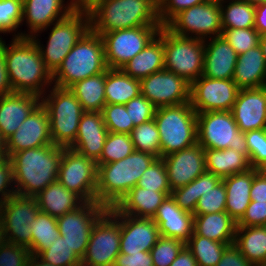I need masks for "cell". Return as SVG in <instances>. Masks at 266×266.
<instances>
[{
	"mask_svg": "<svg viewBox=\"0 0 266 266\" xmlns=\"http://www.w3.org/2000/svg\"><path fill=\"white\" fill-rule=\"evenodd\" d=\"M26 266H55L41 260L37 255H30Z\"/></svg>",
	"mask_w": 266,
	"mask_h": 266,
	"instance_id": "64",
	"label": "cell"
},
{
	"mask_svg": "<svg viewBox=\"0 0 266 266\" xmlns=\"http://www.w3.org/2000/svg\"><path fill=\"white\" fill-rule=\"evenodd\" d=\"M156 159L150 153L135 150L122 160L99 165L96 202L108 209L115 207Z\"/></svg>",
	"mask_w": 266,
	"mask_h": 266,
	"instance_id": "4",
	"label": "cell"
},
{
	"mask_svg": "<svg viewBox=\"0 0 266 266\" xmlns=\"http://www.w3.org/2000/svg\"><path fill=\"white\" fill-rule=\"evenodd\" d=\"M108 129L101 112L85 111L81 117L78 133L70 149L97 162L102 154Z\"/></svg>",
	"mask_w": 266,
	"mask_h": 266,
	"instance_id": "24",
	"label": "cell"
},
{
	"mask_svg": "<svg viewBox=\"0 0 266 266\" xmlns=\"http://www.w3.org/2000/svg\"><path fill=\"white\" fill-rule=\"evenodd\" d=\"M88 14L90 29L100 36L126 28L162 26L158 0H105Z\"/></svg>",
	"mask_w": 266,
	"mask_h": 266,
	"instance_id": "3",
	"label": "cell"
},
{
	"mask_svg": "<svg viewBox=\"0 0 266 266\" xmlns=\"http://www.w3.org/2000/svg\"><path fill=\"white\" fill-rule=\"evenodd\" d=\"M130 136L135 150L161 158L160 135L154 119L135 126Z\"/></svg>",
	"mask_w": 266,
	"mask_h": 266,
	"instance_id": "43",
	"label": "cell"
},
{
	"mask_svg": "<svg viewBox=\"0 0 266 266\" xmlns=\"http://www.w3.org/2000/svg\"><path fill=\"white\" fill-rule=\"evenodd\" d=\"M229 1V0H228ZM220 0L223 29L254 28L255 6L242 0Z\"/></svg>",
	"mask_w": 266,
	"mask_h": 266,
	"instance_id": "39",
	"label": "cell"
},
{
	"mask_svg": "<svg viewBox=\"0 0 266 266\" xmlns=\"http://www.w3.org/2000/svg\"><path fill=\"white\" fill-rule=\"evenodd\" d=\"M161 145V158L198 142L197 113L190 102L158 107L155 112Z\"/></svg>",
	"mask_w": 266,
	"mask_h": 266,
	"instance_id": "6",
	"label": "cell"
},
{
	"mask_svg": "<svg viewBox=\"0 0 266 266\" xmlns=\"http://www.w3.org/2000/svg\"><path fill=\"white\" fill-rule=\"evenodd\" d=\"M114 266H154L150 252L119 253Z\"/></svg>",
	"mask_w": 266,
	"mask_h": 266,
	"instance_id": "57",
	"label": "cell"
},
{
	"mask_svg": "<svg viewBox=\"0 0 266 266\" xmlns=\"http://www.w3.org/2000/svg\"><path fill=\"white\" fill-rule=\"evenodd\" d=\"M234 245L253 265L266 262V226L236 227Z\"/></svg>",
	"mask_w": 266,
	"mask_h": 266,
	"instance_id": "35",
	"label": "cell"
},
{
	"mask_svg": "<svg viewBox=\"0 0 266 266\" xmlns=\"http://www.w3.org/2000/svg\"><path fill=\"white\" fill-rule=\"evenodd\" d=\"M105 0H71V6L73 11L89 13L96 6Z\"/></svg>",
	"mask_w": 266,
	"mask_h": 266,
	"instance_id": "63",
	"label": "cell"
},
{
	"mask_svg": "<svg viewBox=\"0 0 266 266\" xmlns=\"http://www.w3.org/2000/svg\"><path fill=\"white\" fill-rule=\"evenodd\" d=\"M97 172L95 161L70 148H64L58 181L84 202L96 201Z\"/></svg>",
	"mask_w": 266,
	"mask_h": 266,
	"instance_id": "15",
	"label": "cell"
},
{
	"mask_svg": "<svg viewBox=\"0 0 266 266\" xmlns=\"http://www.w3.org/2000/svg\"><path fill=\"white\" fill-rule=\"evenodd\" d=\"M170 266H197L192 252L185 245Z\"/></svg>",
	"mask_w": 266,
	"mask_h": 266,
	"instance_id": "62",
	"label": "cell"
},
{
	"mask_svg": "<svg viewBox=\"0 0 266 266\" xmlns=\"http://www.w3.org/2000/svg\"><path fill=\"white\" fill-rule=\"evenodd\" d=\"M160 237L152 218H136L121 214L120 253L150 252Z\"/></svg>",
	"mask_w": 266,
	"mask_h": 266,
	"instance_id": "23",
	"label": "cell"
},
{
	"mask_svg": "<svg viewBox=\"0 0 266 266\" xmlns=\"http://www.w3.org/2000/svg\"><path fill=\"white\" fill-rule=\"evenodd\" d=\"M32 232V249L30 255H39L50 247L56 238L60 236L55 217L39 211L37 217L30 225Z\"/></svg>",
	"mask_w": 266,
	"mask_h": 266,
	"instance_id": "40",
	"label": "cell"
},
{
	"mask_svg": "<svg viewBox=\"0 0 266 266\" xmlns=\"http://www.w3.org/2000/svg\"><path fill=\"white\" fill-rule=\"evenodd\" d=\"M173 34L206 40L222 36L220 0H208L177 14L166 26ZM191 35V36H190ZM209 35V36H208Z\"/></svg>",
	"mask_w": 266,
	"mask_h": 266,
	"instance_id": "12",
	"label": "cell"
},
{
	"mask_svg": "<svg viewBox=\"0 0 266 266\" xmlns=\"http://www.w3.org/2000/svg\"><path fill=\"white\" fill-rule=\"evenodd\" d=\"M204 54V40L177 36L164 26L165 70L191 84L203 74Z\"/></svg>",
	"mask_w": 266,
	"mask_h": 266,
	"instance_id": "10",
	"label": "cell"
},
{
	"mask_svg": "<svg viewBox=\"0 0 266 266\" xmlns=\"http://www.w3.org/2000/svg\"><path fill=\"white\" fill-rule=\"evenodd\" d=\"M221 181V178L206 171L186 186L173 190L171 196L182 210L194 214L197 202L202 194L213 189Z\"/></svg>",
	"mask_w": 266,
	"mask_h": 266,
	"instance_id": "38",
	"label": "cell"
},
{
	"mask_svg": "<svg viewBox=\"0 0 266 266\" xmlns=\"http://www.w3.org/2000/svg\"><path fill=\"white\" fill-rule=\"evenodd\" d=\"M232 80L239 89L266 87V62L259 45L238 55Z\"/></svg>",
	"mask_w": 266,
	"mask_h": 266,
	"instance_id": "29",
	"label": "cell"
},
{
	"mask_svg": "<svg viewBox=\"0 0 266 266\" xmlns=\"http://www.w3.org/2000/svg\"><path fill=\"white\" fill-rule=\"evenodd\" d=\"M107 69L103 39L89 28L52 74V81L57 87L70 88Z\"/></svg>",
	"mask_w": 266,
	"mask_h": 266,
	"instance_id": "5",
	"label": "cell"
},
{
	"mask_svg": "<svg viewBox=\"0 0 266 266\" xmlns=\"http://www.w3.org/2000/svg\"><path fill=\"white\" fill-rule=\"evenodd\" d=\"M152 220L158 225L160 236L186 243L193 234L194 215L182 210L171 195L159 206Z\"/></svg>",
	"mask_w": 266,
	"mask_h": 266,
	"instance_id": "26",
	"label": "cell"
},
{
	"mask_svg": "<svg viewBox=\"0 0 266 266\" xmlns=\"http://www.w3.org/2000/svg\"><path fill=\"white\" fill-rule=\"evenodd\" d=\"M140 90L156 108L190 102V83L165 69L140 80Z\"/></svg>",
	"mask_w": 266,
	"mask_h": 266,
	"instance_id": "18",
	"label": "cell"
},
{
	"mask_svg": "<svg viewBox=\"0 0 266 266\" xmlns=\"http://www.w3.org/2000/svg\"><path fill=\"white\" fill-rule=\"evenodd\" d=\"M3 50L12 91L42 97L53 84L52 73L35 42L31 38H13L11 44L3 41Z\"/></svg>",
	"mask_w": 266,
	"mask_h": 266,
	"instance_id": "1",
	"label": "cell"
},
{
	"mask_svg": "<svg viewBox=\"0 0 266 266\" xmlns=\"http://www.w3.org/2000/svg\"><path fill=\"white\" fill-rule=\"evenodd\" d=\"M30 257L28 248L7 241L0 245V266H26Z\"/></svg>",
	"mask_w": 266,
	"mask_h": 266,
	"instance_id": "54",
	"label": "cell"
},
{
	"mask_svg": "<svg viewBox=\"0 0 266 266\" xmlns=\"http://www.w3.org/2000/svg\"><path fill=\"white\" fill-rule=\"evenodd\" d=\"M171 191L186 186L206 172L204 148L196 144L162 157Z\"/></svg>",
	"mask_w": 266,
	"mask_h": 266,
	"instance_id": "20",
	"label": "cell"
},
{
	"mask_svg": "<svg viewBox=\"0 0 266 266\" xmlns=\"http://www.w3.org/2000/svg\"><path fill=\"white\" fill-rule=\"evenodd\" d=\"M22 18L23 0H0V33H16Z\"/></svg>",
	"mask_w": 266,
	"mask_h": 266,
	"instance_id": "50",
	"label": "cell"
},
{
	"mask_svg": "<svg viewBox=\"0 0 266 266\" xmlns=\"http://www.w3.org/2000/svg\"><path fill=\"white\" fill-rule=\"evenodd\" d=\"M266 226V202L251 200L237 227Z\"/></svg>",
	"mask_w": 266,
	"mask_h": 266,
	"instance_id": "56",
	"label": "cell"
},
{
	"mask_svg": "<svg viewBox=\"0 0 266 266\" xmlns=\"http://www.w3.org/2000/svg\"><path fill=\"white\" fill-rule=\"evenodd\" d=\"M53 25L46 47L41 45L37 35L31 37L40 51L46 68L52 74L62 64L77 41L90 28L89 14L73 11Z\"/></svg>",
	"mask_w": 266,
	"mask_h": 266,
	"instance_id": "8",
	"label": "cell"
},
{
	"mask_svg": "<svg viewBox=\"0 0 266 266\" xmlns=\"http://www.w3.org/2000/svg\"><path fill=\"white\" fill-rule=\"evenodd\" d=\"M208 0H158V15L162 26H166L177 14Z\"/></svg>",
	"mask_w": 266,
	"mask_h": 266,
	"instance_id": "53",
	"label": "cell"
},
{
	"mask_svg": "<svg viewBox=\"0 0 266 266\" xmlns=\"http://www.w3.org/2000/svg\"><path fill=\"white\" fill-rule=\"evenodd\" d=\"M254 28L260 35L266 34V2L255 6Z\"/></svg>",
	"mask_w": 266,
	"mask_h": 266,
	"instance_id": "61",
	"label": "cell"
},
{
	"mask_svg": "<svg viewBox=\"0 0 266 266\" xmlns=\"http://www.w3.org/2000/svg\"><path fill=\"white\" fill-rule=\"evenodd\" d=\"M239 90L232 79L201 75L190 84V104L196 113L231 111Z\"/></svg>",
	"mask_w": 266,
	"mask_h": 266,
	"instance_id": "17",
	"label": "cell"
},
{
	"mask_svg": "<svg viewBox=\"0 0 266 266\" xmlns=\"http://www.w3.org/2000/svg\"><path fill=\"white\" fill-rule=\"evenodd\" d=\"M242 1H245V2H248L250 3L251 5H254V6H257L263 2H266V0H242Z\"/></svg>",
	"mask_w": 266,
	"mask_h": 266,
	"instance_id": "67",
	"label": "cell"
},
{
	"mask_svg": "<svg viewBox=\"0 0 266 266\" xmlns=\"http://www.w3.org/2000/svg\"><path fill=\"white\" fill-rule=\"evenodd\" d=\"M36 197L15 194L0 206L4 241L32 249L30 225L37 217Z\"/></svg>",
	"mask_w": 266,
	"mask_h": 266,
	"instance_id": "13",
	"label": "cell"
},
{
	"mask_svg": "<svg viewBox=\"0 0 266 266\" xmlns=\"http://www.w3.org/2000/svg\"><path fill=\"white\" fill-rule=\"evenodd\" d=\"M222 36L239 55L259 45L260 34L255 28L223 29Z\"/></svg>",
	"mask_w": 266,
	"mask_h": 266,
	"instance_id": "47",
	"label": "cell"
},
{
	"mask_svg": "<svg viewBox=\"0 0 266 266\" xmlns=\"http://www.w3.org/2000/svg\"><path fill=\"white\" fill-rule=\"evenodd\" d=\"M12 184V185H11ZM11 159L0 160V206L16 194ZM13 186V187H12ZM11 187V189H10Z\"/></svg>",
	"mask_w": 266,
	"mask_h": 266,
	"instance_id": "55",
	"label": "cell"
},
{
	"mask_svg": "<svg viewBox=\"0 0 266 266\" xmlns=\"http://www.w3.org/2000/svg\"><path fill=\"white\" fill-rule=\"evenodd\" d=\"M254 266H266V262L265 263H258V264H255Z\"/></svg>",
	"mask_w": 266,
	"mask_h": 266,
	"instance_id": "70",
	"label": "cell"
},
{
	"mask_svg": "<svg viewBox=\"0 0 266 266\" xmlns=\"http://www.w3.org/2000/svg\"><path fill=\"white\" fill-rule=\"evenodd\" d=\"M5 158H8L7 142L0 132V160Z\"/></svg>",
	"mask_w": 266,
	"mask_h": 266,
	"instance_id": "65",
	"label": "cell"
},
{
	"mask_svg": "<svg viewBox=\"0 0 266 266\" xmlns=\"http://www.w3.org/2000/svg\"><path fill=\"white\" fill-rule=\"evenodd\" d=\"M35 197L39 211L55 218L76 210L84 203L78 195L66 189L58 180L48 185Z\"/></svg>",
	"mask_w": 266,
	"mask_h": 266,
	"instance_id": "33",
	"label": "cell"
},
{
	"mask_svg": "<svg viewBox=\"0 0 266 266\" xmlns=\"http://www.w3.org/2000/svg\"><path fill=\"white\" fill-rule=\"evenodd\" d=\"M50 94L41 97L49 116L50 135L54 145L69 148L75 141L79 122L85 112L69 88L53 85ZM46 95H48L46 97Z\"/></svg>",
	"mask_w": 266,
	"mask_h": 266,
	"instance_id": "7",
	"label": "cell"
},
{
	"mask_svg": "<svg viewBox=\"0 0 266 266\" xmlns=\"http://www.w3.org/2000/svg\"><path fill=\"white\" fill-rule=\"evenodd\" d=\"M171 192H157L133 187L115 206L121 213L136 218H153L159 206Z\"/></svg>",
	"mask_w": 266,
	"mask_h": 266,
	"instance_id": "31",
	"label": "cell"
},
{
	"mask_svg": "<svg viewBox=\"0 0 266 266\" xmlns=\"http://www.w3.org/2000/svg\"><path fill=\"white\" fill-rule=\"evenodd\" d=\"M258 171V169L250 168L248 171L222 179L226 188V212L236 222L242 218L251 202L252 182Z\"/></svg>",
	"mask_w": 266,
	"mask_h": 266,
	"instance_id": "30",
	"label": "cell"
},
{
	"mask_svg": "<svg viewBox=\"0 0 266 266\" xmlns=\"http://www.w3.org/2000/svg\"><path fill=\"white\" fill-rule=\"evenodd\" d=\"M108 208L95 202H84L79 208L56 218L60 236L76 256L84 257L92 229Z\"/></svg>",
	"mask_w": 266,
	"mask_h": 266,
	"instance_id": "16",
	"label": "cell"
},
{
	"mask_svg": "<svg viewBox=\"0 0 266 266\" xmlns=\"http://www.w3.org/2000/svg\"><path fill=\"white\" fill-rule=\"evenodd\" d=\"M236 227L237 222L226 211L194 215L193 232L217 242L234 244Z\"/></svg>",
	"mask_w": 266,
	"mask_h": 266,
	"instance_id": "32",
	"label": "cell"
},
{
	"mask_svg": "<svg viewBox=\"0 0 266 266\" xmlns=\"http://www.w3.org/2000/svg\"><path fill=\"white\" fill-rule=\"evenodd\" d=\"M206 171L221 179L236 173L248 171L251 166L249 159L234 149H204Z\"/></svg>",
	"mask_w": 266,
	"mask_h": 266,
	"instance_id": "34",
	"label": "cell"
},
{
	"mask_svg": "<svg viewBox=\"0 0 266 266\" xmlns=\"http://www.w3.org/2000/svg\"><path fill=\"white\" fill-rule=\"evenodd\" d=\"M226 211V188L223 180L199 198L194 214L203 215Z\"/></svg>",
	"mask_w": 266,
	"mask_h": 266,
	"instance_id": "49",
	"label": "cell"
},
{
	"mask_svg": "<svg viewBox=\"0 0 266 266\" xmlns=\"http://www.w3.org/2000/svg\"><path fill=\"white\" fill-rule=\"evenodd\" d=\"M64 148L52 144L14 153L10 159L16 194L35 197L57 181Z\"/></svg>",
	"mask_w": 266,
	"mask_h": 266,
	"instance_id": "2",
	"label": "cell"
},
{
	"mask_svg": "<svg viewBox=\"0 0 266 266\" xmlns=\"http://www.w3.org/2000/svg\"><path fill=\"white\" fill-rule=\"evenodd\" d=\"M65 0H23V22L26 20L30 32L13 35V38H31L45 31L55 22L67 17L72 10ZM66 5V6H65Z\"/></svg>",
	"mask_w": 266,
	"mask_h": 266,
	"instance_id": "21",
	"label": "cell"
},
{
	"mask_svg": "<svg viewBox=\"0 0 266 266\" xmlns=\"http://www.w3.org/2000/svg\"><path fill=\"white\" fill-rule=\"evenodd\" d=\"M121 213L109 208L94 225L81 266H114L120 253Z\"/></svg>",
	"mask_w": 266,
	"mask_h": 266,
	"instance_id": "11",
	"label": "cell"
},
{
	"mask_svg": "<svg viewBox=\"0 0 266 266\" xmlns=\"http://www.w3.org/2000/svg\"><path fill=\"white\" fill-rule=\"evenodd\" d=\"M196 259L197 266H216L228 244L196 235L185 243Z\"/></svg>",
	"mask_w": 266,
	"mask_h": 266,
	"instance_id": "41",
	"label": "cell"
},
{
	"mask_svg": "<svg viewBox=\"0 0 266 266\" xmlns=\"http://www.w3.org/2000/svg\"><path fill=\"white\" fill-rule=\"evenodd\" d=\"M197 135L204 149L231 148L249 159L245 133L239 130L231 111L197 113Z\"/></svg>",
	"mask_w": 266,
	"mask_h": 266,
	"instance_id": "9",
	"label": "cell"
},
{
	"mask_svg": "<svg viewBox=\"0 0 266 266\" xmlns=\"http://www.w3.org/2000/svg\"><path fill=\"white\" fill-rule=\"evenodd\" d=\"M259 46L262 50L265 62H266V34L260 36Z\"/></svg>",
	"mask_w": 266,
	"mask_h": 266,
	"instance_id": "66",
	"label": "cell"
},
{
	"mask_svg": "<svg viewBox=\"0 0 266 266\" xmlns=\"http://www.w3.org/2000/svg\"><path fill=\"white\" fill-rule=\"evenodd\" d=\"M231 112L241 132L266 129V87L240 89Z\"/></svg>",
	"mask_w": 266,
	"mask_h": 266,
	"instance_id": "22",
	"label": "cell"
},
{
	"mask_svg": "<svg viewBox=\"0 0 266 266\" xmlns=\"http://www.w3.org/2000/svg\"><path fill=\"white\" fill-rule=\"evenodd\" d=\"M157 192H172L169 186L166 165L162 158H157L142 174L137 185Z\"/></svg>",
	"mask_w": 266,
	"mask_h": 266,
	"instance_id": "45",
	"label": "cell"
},
{
	"mask_svg": "<svg viewBox=\"0 0 266 266\" xmlns=\"http://www.w3.org/2000/svg\"><path fill=\"white\" fill-rule=\"evenodd\" d=\"M250 197L253 201L266 202V175L260 170L253 178Z\"/></svg>",
	"mask_w": 266,
	"mask_h": 266,
	"instance_id": "59",
	"label": "cell"
},
{
	"mask_svg": "<svg viewBox=\"0 0 266 266\" xmlns=\"http://www.w3.org/2000/svg\"><path fill=\"white\" fill-rule=\"evenodd\" d=\"M132 78L142 80L164 69V26L158 35L137 55L120 68Z\"/></svg>",
	"mask_w": 266,
	"mask_h": 266,
	"instance_id": "28",
	"label": "cell"
},
{
	"mask_svg": "<svg viewBox=\"0 0 266 266\" xmlns=\"http://www.w3.org/2000/svg\"><path fill=\"white\" fill-rule=\"evenodd\" d=\"M251 168L260 170L266 164V129L245 132Z\"/></svg>",
	"mask_w": 266,
	"mask_h": 266,
	"instance_id": "51",
	"label": "cell"
},
{
	"mask_svg": "<svg viewBox=\"0 0 266 266\" xmlns=\"http://www.w3.org/2000/svg\"><path fill=\"white\" fill-rule=\"evenodd\" d=\"M4 241L3 233H2V224H1V217H0V245Z\"/></svg>",
	"mask_w": 266,
	"mask_h": 266,
	"instance_id": "68",
	"label": "cell"
},
{
	"mask_svg": "<svg viewBox=\"0 0 266 266\" xmlns=\"http://www.w3.org/2000/svg\"><path fill=\"white\" fill-rule=\"evenodd\" d=\"M125 106L130 116V122H133L134 126L141 125L142 123L154 119L157 109L141 94L138 97L132 98Z\"/></svg>",
	"mask_w": 266,
	"mask_h": 266,
	"instance_id": "52",
	"label": "cell"
},
{
	"mask_svg": "<svg viewBox=\"0 0 266 266\" xmlns=\"http://www.w3.org/2000/svg\"><path fill=\"white\" fill-rule=\"evenodd\" d=\"M41 103V97L31 93L13 92L0 96V132L7 140Z\"/></svg>",
	"mask_w": 266,
	"mask_h": 266,
	"instance_id": "25",
	"label": "cell"
},
{
	"mask_svg": "<svg viewBox=\"0 0 266 266\" xmlns=\"http://www.w3.org/2000/svg\"><path fill=\"white\" fill-rule=\"evenodd\" d=\"M184 246L177 238L160 236L150 251L154 266H170Z\"/></svg>",
	"mask_w": 266,
	"mask_h": 266,
	"instance_id": "48",
	"label": "cell"
},
{
	"mask_svg": "<svg viewBox=\"0 0 266 266\" xmlns=\"http://www.w3.org/2000/svg\"><path fill=\"white\" fill-rule=\"evenodd\" d=\"M266 175V164L260 169Z\"/></svg>",
	"mask_w": 266,
	"mask_h": 266,
	"instance_id": "69",
	"label": "cell"
},
{
	"mask_svg": "<svg viewBox=\"0 0 266 266\" xmlns=\"http://www.w3.org/2000/svg\"><path fill=\"white\" fill-rule=\"evenodd\" d=\"M216 266H254L234 245H228Z\"/></svg>",
	"mask_w": 266,
	"mask_h": 266,
	"instance_id": "58",
	"label": "cell"
},
{
	"mask_svg": "<svg viewBox=\"0 0 266 266\" xmlns=\"http://www.w3.org/2000/svg\"><path fill=\"white\" fill-rule=\"evenodd\" d=\"M141 94L140 80L125 74L121 69H107L105 82L106 104L125 105Z\"/></svg>",
	"mask_w": 266,
	"mask_h": 266,
	"instance_id": "36",
	"label": "cell"
},
{
	"mask_svg": "<svg viewBox=\"0 0 266 266\" xmlns=\"http://www.w3.org/2000/svg\"><path fill=\"white\" fill-rule=\"evenodd\" d=\"M106 70L73 84L69 89L75 94L84 111L101 112L106 104Z\"/></svg>",
	"mask_w": 266,
	"mask_h": 266,
	"instance_id": "37",
	"label": "cell"
},
{
	"mask_svg": "<svg viewBox=\"0 0 266 266\" xmlns=\"http://www.w3.org/2000/svg\"><path fill=\"white\" fill-rule=\"evenodd\" d=\"M6 142L9 158L22 150L52 145L46 108L40 103Z\"/></svg>",
	"mask_w": 266,
	"mask_h": 266,
	"instance_id": "19",
	"label": "cell"
},
{
	"mask_svg": "<svg viewBox=\"0 0 266 266\" xmlns=\"http://www.w3.org/2000/svg\"><path fill=\"white\" fill-rule=\"evenodd\" d=\"M101 113L108 132L130 134L135 127L123 104H105Z\"/></svg>",
	"mask_w": 266,
	"mask_h": 266,
	"instance_id": "46",
	"label": "cell"
},
{
	"mask_svg": "<svg viewBox=\"0 0 266 266\" xmlns=\"http://www.w3.org/2000/svg\"><path fill=\"white\" fill-rule=\"evenodd\" d=\"M161 27L140 26L102 34L108 68L120 69L158 35Z\"/></svg>",
	"mask_w": 266,
	"mask_h": 266,
	"instance_id": "14",
	"label": "cell"
},
{
	"mask_svg": "<svg viewBox=\"0 0 266 266\" xmlns=\"http://www.w3.org/2000/svg\"><path fill=\"white\" fill-rule=\"evenodd\" d=\"M10 93H13V91L8 77L5 54L3 50V40L1 38L0 39V96L7 95Z\"/></svg>",
	"mask_w": 266,
	"mask_h": 266,
	"instance_id": "60",
	"label": "cell"
},
{
	"mask_svg": "<svg viewBox=\"0 0 266 266\" xmlns=\"http://www.w3.org/2000/svg\"><path fill=\"white\" fill-rule=\"evenodd\" d=\"M38 257L55 266H81V260L62 236L56 238L53 244L43 250Z\"/></svg>",
	"mask_w": 266,
	"mask_h": 266,
	"instance_id": "44",
	"label": "cell"
},
{
	"mask_svg": "<svg viewBox=\"0 0 266 266\" xmlns=\"http://www.w3.org/2000/svg\"><path fill=\"white\" fill-rule=\"evenodd\" d=\"M203 76L212 79H233L238 54L223 36L204 40Z\"/></svg>",
	"mask_w": 266,
	"mask_h": 266,
	"instance_id": "27",
	"label": "cell"
},
{
	"mask_svg": "<svg viewBox=\"0 0 266 266\" xmlns=\"http://www.w3.org/2000/svg\"><path fill=\"white\" fill-rule=\"evenodd\" d=\"M135 151L130 134L108 132L97 167L122 160Z\"/></svg>",
	"mask_w": 266,
	"mask_h": 266,
	"instance_id": "42",
	"label": "cell"
}]
</instances>
